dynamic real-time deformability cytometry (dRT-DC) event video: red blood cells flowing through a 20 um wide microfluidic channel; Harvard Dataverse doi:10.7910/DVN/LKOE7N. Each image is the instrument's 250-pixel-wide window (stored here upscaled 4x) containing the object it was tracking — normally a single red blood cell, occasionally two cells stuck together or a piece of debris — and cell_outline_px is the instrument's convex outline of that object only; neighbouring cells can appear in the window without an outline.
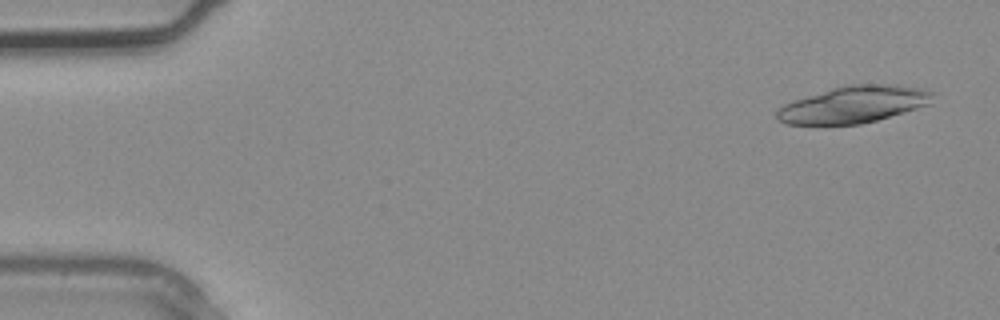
{"species": "common noctule bat (a hibernating species)", "species_latin": "Nyctalus noctula", "temperature_condition": "warm", "stored_images_in_passage": 4, "segment_of_instrument_passage": [1, 2], "camera_frame_rate_fps": 3000, "um_per_image_px": 0.085, "animal": {"sex": "male", "body_mass_g": 20.4}, "frame": {"image": 1, "passage_image": 1, "time_ms": 0.0, "image_size_px": [1000, 320], "cell_outline_px": [[936, 92], [928, 104], [904, 112], [876, 120], [860, 124], [784, 124], [776, 120], [776, 112], [784, 104], [832, 88], [848, 84], [884, 84], [920, 88]], "centroid_in_image_um": [72.55, 8.88], "position_along_channel_um": 12.5, "area_um2": 33.0}}